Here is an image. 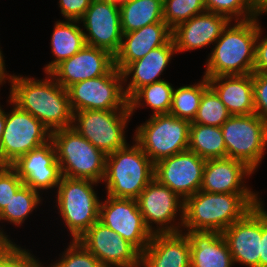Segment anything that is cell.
I'll return each instance as SVG.
<instances>
[{
	"label": "cell",
	"instance_id": "6da1fadb",
	"mask_svg": "<svg viewBox=\"0 0 267 267\" xmlns=\"http://www.w3.org/2000/svg\"><path fill=\"white\" fill-rule=\"evenodd\" d=\"M46 79L11 75L10 100L20 109L38 119L50 133L71 127L73 111L67 89H64L49 73Z\"/></svg>",
	"mask_w": 267,
	"mask_h": 267
},
{
	"label": "cell",
	"instance_id": "7a4b0ae2",
	"mask_svg": "<svg viewBox=\"0 0 267 267\" xmlns=\"http://www.w3.org/2000/svg\"><path fill=\"white\" fill-rule=\"evenodd\" d=\"M258 193H209L199 190L184 200L183 229L223 232L260 204Z\"/></svg>",
	"mask_w": 267,
	"mask_h": 267
},
{
	"label": "cell",
	"instance_id": "3957f363",
	"mask_svg": "<svg viewBox=\"0 0 267 267\" xmlns=\"http://www.w3.org/2000/svg\"><path fill=\"white\" fill-rule=\"evenodd\" d=\"M259 18L231 22L223 29L221 36L211 48L204 75L215 76L247 75L254 72L256 39L259 31Z\"/></svg>",
	"mask_w": 267,
	"mask_h": 267
},
{
	"label": "cell",
	"instance_id": "277c9868",
	"mask_svg": "<svg viewBox=\"0 0 267 267\" xmlns=\"http://www.w3.org/2000/svg\"><path fill=\"white\" fill-rule=\"evenodd\" d=\"M154 179V163L135 142L107 155L103 182L107 195L137 199Z\"/></svg>",
	"mask_w": 267,
	"mask_h": 267
},
{
	"label": "cell",
	"instance_id": "5b68a950",
	"mask_svg": "<svg viewBox=\"0 0 267 267\" xmlns=\"http://www.w3.org/2000/svg\"><path fill=\"white\" fill-rule=\"evenodd\" d=\"M51 141L62 176L103 183L107 158L103 151L93 146L73 127L53 131Z\"/></svg>",
	"mask_w": 267,
	"mask_h": 267
},
{
	"label": "cell",
	"instance_id": "8992f818",
	"mask_svg": "<svg viewBox=\"0 0 267 267\" xmlns=\"http://www.w3.org/2000/svg\"><path fill=\"white\" fill-rule=\"evenodd\" d=\"M98 182L62 176L57 185L59 214L70 231L71 239L80 238L99 220L100 200L93 189Z\"/></svg>",
	"mask_w": 267,
	"mask_h": 267
},
{
	"label": "cell",
	"instance_id": "52a82bcc",
	"mask_svg": "<svg viewBox=\"0 0 267 267\" xmlns=\"http://www.w3.org/2000/svg\"><path fill=\"white\" fill-rule=\"evenodd\" d=\"M190 122L170 114L152 115L135 130L134 142L155 164L188 150Z\"/></svg>",
	"mask_w": 267,
	"mask_h": 267
},
{
	"label": "cell",
	"instance_id": "ba28073f",
	"mask_svg": "<svg viewBox=\"0 0 267 267\" xmlns=\"http://www.w3.org/2000/svg\"><path fill=\"white\" fill-rule=\"evenodd\" d=\"M226 157L246 163L252 170L264 159L267 147V125L255 113L231 115L221 126Z\"/></svg>",
	"mask_w": 267,
	"mask_h": 267
},
{
	"label": "cell",
	"instance_id": "9c48e42d",
	"mask_svg": "<svg viewBox=\"0 0 267 267\" xmlns=\"http://www.w3.org/2000/svg\"><path fill=\"white\" fill-rule=\"evenodd\" d=\"M123 84L122 72L115 66L101 77L72 84L67 92L73 113L81 110H130Z\"/></svg>",
	"mask_w": 267,
	"mask_h": 267
},
{
	"label": "cell",
	"instance_id": "30bf717a",
	"mask_svg": "<svg viewBox=\"0 0 267 267\" xmlns=\"http://www.w3.org/2000/svg\"><path fill=\"white\" fill-rule=\"evenodd\" d=\"M130 110H81L73 113L72 126L106 155L127 145L125 129Z\"/></svg>",
	"mask_w": 267,
	"mask_h": 267
},
{
	"label": "cell",
	"instance_id": "8fae6325",
	"mask_svg": "<svg viewBox=\"0 0 267 267\" xmlns=\"http://www.w3.org/2000/svg\"><path fill=\"white\" fill-rule=\"evenodd\" d=\"M14 105L6 113V123L0 143V161L5 165L13 164L19 157L27 154L51 140L49 130L27 111Z\"/></svg>",
	"mask_w": 267,
	"mask_h": 267
},
{
	"label": "cell",
	"instance_id": "7c38bea8",
	"mask_svg": "<svg viewBox=\"0 0 267 267\" xmlns=\"http://www.w3.org/2000/svg\"><path fill=\"white\" fill-rule=\"evenodd\" d=\"M146 227L151 233L181 232L184 220V200L169 187L162 185L155 178L136 199ZM180 212L178 224L175 221ZM156 224L157 228L152 227ZM174 222V223H172Z\"/></svg>",
	"mask_w": 267,
	"mask_h": 267
},
{
	"label": "cell",
	"instance_id": "4fadbf2b",
	"mask_svg": "<svg viewBox=\"0 0 267 267\" xmlns=\"http://www.w3.org/2000/svg\"><path fill=\"white\" fill-rule=\"evenodd\" d=\"M99 221L131 243L141 254L153 233L146 227L137 200L107 195L100 202Z\"/></svg>",
	"mask_w": 267,
	"mask_h": 267
},
{
	"label": "cell",
	"instance_id": "5bb4252c",
	"mask_svg": "<svg viewBox=\"0 0 267 267\" xmlns=\"http://www.w3.org/2000/svg\"><path fill=\"white\" fill-rule=\"evenodd\" d=\"M206 160L185 150L154 164V178L183 200L200 190Z\"/></svg>",
	"mask_w": 267,
	"mask_h": 267
},
{
	"label": "cell",
	"instance_id": "9a60e30c",
	"mask_svg": "<svg viewBox=\"0 0 267 267\" xmlns=\"http://www.w3.org/2000/svg\"><path fill=\"white\" fill-rule=\"evenodd\" d=\"M77 241L104 267H141V253L99 220Z\"/></svg>",
	"mask_w": 267,
	"mask_h": 267
},
{
	"label": "cell",
	"instance_id": "2e32d148",
	"mask_svg": "<svg viewBox=\"0 0 267 267\" xmlns=\"http://www.w3.org/2000/svg\"><path fill=\"white\" fill-rule=\"evenodd\" d=\"M81 22L88 32L83 31L86 45L104 49L113 56L118 52L123 37L118 4L92 0Z\"/></svg>",
	"mask_w": 267,
	"mask_h": 267
},
{
	"label": "cell",
	"instance_id": "e0dca14e",
	"mask_svg": "<svg viewBox=\"0 0 267 267\" xmlns=\"http://www.w3.org/2000/svg\"><path fill=\"white\" fill-rule=\"evenodd\" d=\"M10 166L17 172L24 185L38 192L56 188L62 178L56 150L51 140L22 155Z\"/></svg>",
	"mask_w": 267,
	"mask_h": 267
},
{
	"label": "cell",
	"instance_id": "ac0fdd59",
	"mask_svg": "<svg viewBox=\"0 0 267 267\" xmlns=\"http://www.w3.org/2000/svg\"><path fill=\"white\" fill-rule=\"evenodd\" d=\"M114 66V56L110 52L85 45L72 57L56 65L49 74L67 89L74 83L101 77Z\"/></svg>",
	"mask_w": 267,
	"mask_h": 267
},
{
	"label": "cell",
	"instance_id": "d6986e66",
	"mask_svg": "<svg viewBox=\"0 0 267 267\" xmlns=\"http://www.w3.org/2000/svg\"><path fill=\"white\" fill-rule=\"evenodd\" d=\"M228 245L234 264L259 267L261 241V203L242 219L221 233Z\"/></svg>",
	"mask_w": 267,
	"mask_h": 267
},
{
	"label": "cell",
	"instance_id": "ffe728a7",
	"mask_svg": "<svg viewBox=\"0 0 267 267\" xmlns=\"http://www.w3.org/2000/svg\"><path fill=\"white\" fill-rule=\"evenodd\" d=\"M231 22L226 16L205 11L172 29L176 53L214 44Z\"/></svg>",
	"mask_w": 267,
	"mask_h": 267
},
{
	"label": "cell",
	"instance_id": "44dd1931",
	"mask_svg": "<svg viewBox=\"0 0 267 267\" xmlns=\"http://www.w3.org/2000/svg\"><path fill=\"white\" fill-rule=\"evenodd\" d=\"M254 172L240 160L227 157L207 159L200 190L209 193H254L244 185V180Z\"/></svg>",
	"mask_w": 267,
	"mask_h": 267
},
{
	"label": "cell",
	"instance_id": "7402d4cb",
	"mask_svg": "<svg viewBox=\"0 0 267 267\" xmlns=\"http://www.w3.org/2000/svg\"><path fill=\"white\" fill-rule=\"evenodd\" d=\"M142 267H191L190 240L186 233H156L141 254Z\"/></svg>",
	"mask_w": 267,
	"mask_h": 267
},
{
	"label": "cell",
	"instance_id": "603a6c76",
	"mask_svg": "<svg viewBox=\"0 0 267 267\" xmlns=\"http://www.w3.org/2000/svg\"><path fill=\"white\" fill-rule=\"evenodd\" d=\"M171 38L172 29L164 21L123 33L120 48L114 55L115 67L122 72L131 62L165 45Z\"/></svg>",
	"mask_w": 267,
	"mask_h": 267
},
{
	"label": "cell",
	"instance_id": "cb8c5ba5",
	"mask_svg": "<svg viewBox=\"0 0 267 267\" xmlns=\"http://www.w3.org/2000/svg\"><path fill=\"white\" fill-rule=\"evenodd\" d=\"M176 53L175 44L171 38L165 45L148 52L143 58L131 62L123 71L124 85L131 75V80L124 87L128 100L142 87L164 79L159 78L168 66L173 54ZM159 78V79H158Z\"/></svg>",
	"mask_w": 267,
	"mask_h": 267
},
{
	"label": "cell",
	"instance_id": "d4e9b609",
	"mask_svg": "<svg viewBox=\"0 0 267 267\" xmlns=\"http://www.w3.org/2000/svg\"><path fill=\"white\" fill-rule=\"evenodd\" d=\"M231 115L255 113L252 74L207 78Z\"/></svg>",
	"mask_w": 267,
	"mask_h": 267
},
{
	"label": "cell",
	"instance_id": "484cf974",
	"mask_svg": "<svg viewBox=\"0 0 267 267\" xmlns=\"http://www.w3.org/2000/svg\"><path fill=\"white\" fill-rule=\"evenodd\" d=\"M186 231L190 240L191 267H232L234 261L221 232Z\"/></svg>",
	"mask_w": 267,
	"mask_h": 267
},
{
	"label": "cell",
	"instance_id": "4316f807",
	"mask_svg": "<svg viewBox=\"0 0 267 267\" xmlns=\"http://www.w3.org/2000/svg\"><path fill=\"white\" fill-rule=\"evenodd\" d=\"M79 22L56 21L50 45L55 59L45 66V73H49L61 61L72 57L86 45L84 30L79 27Z\"/></svg>",
	"mask_w": 267,
	"mask_h": 267
},
{
	"label": "cell",
	"instance_id": "83f0119b",
	"mask_svg": "<svg viewBox=\"0 0 267 267\" xmlns=\"http://www.w3.org/2000/svg\"><path fill=\"white\" fill-rule=\"evenodd\" d=\"M119 10L123 33L164 21L163 0H127Z\"/></svg>",
	"mask_w": 267,
	"mask_h": 267
},
{
	"label": "cell",
	"instance_id": "f1b7e54d",
	"mask_svg": "<svg viewBox=\"0 0 267 267\" xmlns=\"http://www.w3.org/2000/svg\"><path fill=\"white\" fill-rule=\"evenodd\" d=\"M188 149L205 160L226 158L221 127L190 124Z\"/></svg>",
	"mask_w": 267,
	"mask_h": 267
},
{
	"label": "cell",
	"instance_id": "f546056e",
	"mask_svg": "<svg viewBox=\"0 0 267 267\" xmlns=\"http://www.w3.org/2000/svg\"><path fill=\"white\" fill-rule=\"evenodd\" d=\"M174 87L165 80L154 82L140 88L129 100L131 115L142 105L149 106L154 115L169 114ZM143 102V103H141ZM134 111V112H133Z\"/></svg>",
	"mask_w": 267,
	"mask_h": 267
},
{
	"label": "cell",
	"instance_id": "4dcf8cb0",
	"mask_svg": "<svg viewBox=\"0 0 267 267\" xmlns=\"http://www.w3.org/2000/svg\"><path fill=\"white\" fill-rule=\"evenodd\" d=\"M208 87V80L203 76V79L197 84L174 89L169 114L192 123L197 114L203 92Z\"/></svg>",
	"mask_w": 267,
	"mask_h": 267
},
{
	"label": "cell",
	"instance_id": "1f68e13d",
	"mask_svg": "<svg viewBox=\"0 0 267 267\" xmlns=\"http://www.w3.org/2000/svg\"><path fill=\"white\" fill-rule=\"evenodd\" d=\"M41 199L40 192L23 184L0 212V221H8L15 226L22 225L29 214L41 203Z\"/></svg>",
	"mask_w": 267,
	"mask_h": 267
},
{
	"label": "cell",
	"instance_id": "d6a6232c",
	"mask_svg": "<svg viewBox=\"0 0 267 267\" xmlns=\"http://www.w3.org/2000/svg\"><path fill=\"white\" fill-rule=\"evenodd\" d=\"M230 116L226 106L209 86L203 92L197 114L191 124L221 127Z\"/></svg>",
	"mask_w": 267,
	"mask_h": 267
},
{
	"label": "cell",
	"instance_id": "836d02e7",
	"mask_svg": "<svg viewBox=\"0 0 267 267\" xmlns=\"http://www.w3.org/2000/svg\"><path fill=\"white\" fill-rule=\"evenodd\" d=\"M205 11L204 0H163V20L171 29Z\"/></svg>",
	"mask_w": 267,
	"mask_h": 267
},
{
	"label": "cell",
	"instance_id": "e575fe53",
	"mask_svg": "<svg viewBox=\"0 0 267 267\" xmlns=\"http://www.w3.org/2000/svg\"><path fill=\"white\" fill-rule=\"evenodd\" d=\"M204 4L206 11L224 15L231 22L232 19L244 21L261 15L249 0H204Z\"/></svg>",
	"mask_w": 267,
	"mask_h": 267
},
{
	"label": "cell",
	"instance_id": "d590c367",
	"mask_svg": "<svg viewBox=\"0 0 267 267\" xmlns=\"http://www.w3.org/2000/svg\"><path fill=\"white\" fill-rule=\"evenodd\" d=\"M60 260L49 267H104L79 241L72 240Z\"/></svg>",
	"mask_w": 267,
	"mask_h": 267
},
{
	"label": "cell",
	"instance_id": "8d00e7d4",
	"mask_svg": "<svg viewBox=\"0 0 267 267\" xmlns=\"http://www.w3.org/2000/svg\"><path fill=\"white\" fill-rule=\"evenodd\" d=\"M23 184L22 179L10 165H6L0 171V212Z\"/></svg>",
	"mask_w": 267,
	"mask_h": 267
},
{
	"label": "cell",
	"instance_id": "74e56055",
	"mask_svg": "<svg viewBox=\"0 0 267 267\" xmlns=\"http://www.w3.org/2000/svg\"><path fill=\"white\" fill-rule=\"evenodd\" d=\"M255 114L267 125V73H252Z\"/></svg>",
	"mask_w": 267,
	"mask_h": 267
},
{
	"label": "cell",
	"instance_id": "f35d334b",
	"mask_svg": "<svg viewBox=\"0 0 267 267\" xmlns=\"http://www.w3.org/2000/svg\"><path fill=\"white\" fill-rule=\"evenodd\" d=\"M92 0H59L61 14L65 20L80 21Z\"/></svg>",
	"mask_w": 267,
	"mask_h": 267
},
{
	"label": "cell",
	"instance_id": "ab89813d",
	"mask_svg": "<svg viewBox=\"0 0 267 267\" xmlns=\"http://www.w3.org/2000/svg\"><path fill=\"white\" fill-rule=\"evenodd\" d=\"M10 267H45L34 255L10 242Z\"/></svg>",
	"mask_w": 267,
	"mask_h": 267
},
{
	"label": "cell",
	"instance_id": "60d3db41",
	"mask_svg": "<svg viewBox=\"0 0 267 267\" xmlns=\"http://www.w3.org/2000/svg\"><path fill=\"white\" fill-rule=\"evenodd\" d=\"M261 29V24L259 23V31L256 39L254 72L267 73V37L265 36L264 38H261Z\"/></svg>",
	"mask_w": 267,
	"mask_h": 267
},
{
	"label": "cell",
	"instance_id": "b9f144b4",
	"mask_svg": "<svg viewBox=\"0 0 267 267\" xmlns=\"http://www.w3.org/2000/svg\"><path fill=\"white\" fill-rule=\"evenodd\" d=\"M259 267H267V211L261 202V241Z\"/></svg>",
	"mask_w": 267,
	"mask_h": 267
},
{
	"label": "cell",
	"instance_id": "7bdbcfd3",
	"mask_svg": "<svg viewBox=\"0 0 267 267\" xmlns=\"http://www.w3.org/2000/svg\"><path fill=\"white\" fill-rule=\"evenodd\" d=\"M0 267H10V242H0Z\"/></svg>",
	"mask_w": 267,
	"mask_h": 267
},
{
	"label": "cell",
	"instance_id": "ee69618b",
	"mask_svg": "<svg viewBox=\"0 0 267 267\" xmlns=\"http://www.w3.org/2000/svg\"><path fill=\"white\" fill-rule=\"evenodd\" d=\"M249 2L261 15L267 13V0H249Z\"/></svg>",
	"mask_w": 267,
	"mask_h": 267
},
{
	"label": "cell",
	"instance_id": "f6af8a7d",
	"mask_svg": "<svg viewBox=\"0 0 267 267\" xmlns=\"http://www.w3.org/2000/svg\"><path fill=\"white\" fill-rule=\"evenodd\" d=\"M8 74L9 73H7L5 69V62H4L3 54L0 48V85H2V83L4 82L6 83L5 80H7L10 76Z\"/></svg>",
	"mask_w": 267,
	"mask_h": 267
},
{
	"label": "cell",
	"instance_id": "bcb514c9",
	"mask_svg": "<svg viewBox=\"0 0 267 267\" xmlns=\"http://www.w3.org/2000/svg\"><path fill=\"white\" fill-rule=\"evenodd\" d=\"M5 123H6V112L2 109L0 105V143L5 128Z\"/></svg>",
	"mask_w": 267,
	"mask_h": 267
},
{
	"label": "cell",
	"instance_id": "7dc6e473",
	"mask_svg": "<svg viewBox=\"0 0 267 267\" xmlns=\"http://www.w3.org/2000/svg\"><path fill=\"white\" fill-rule=\"evenodd\" d=\"M0 242H12L10 240V238H8V235H6V233H4V231L2 230V228H0Z\"/></svg>",
	"mask_w": 267,
	"mask_h": 267
},
{
	"label": "cell",
	"instance_id": "c3c4849f",
	"mask_svg": "<svg viewBox=\"0 0 267 267\" xmlns=\"http://www.w3.org/2000/svg\"><path fill=\"white\" fill-rule=\"evenodd\" d=\"M105 1L113 2V3L120 5L124 2H126L127 0H105Z\"/></svg>",
	"mask_w": 267,
	"mask_h": 267
},
{
	"label": "cell",
	"instance_id": "681fc988",
	"mask_svg": "<svg viewBox=\"0 0 267 267\" xmlns=\"http://www.w3.org/2000/svg\"><path fill=\"white\" fill-rule=\"evenodd\" d=\"M6 165L0 161V171L5 167Z\"/></svg>",
	"mask_w": 267,
	"mask_h": 267
}]
</instances>
